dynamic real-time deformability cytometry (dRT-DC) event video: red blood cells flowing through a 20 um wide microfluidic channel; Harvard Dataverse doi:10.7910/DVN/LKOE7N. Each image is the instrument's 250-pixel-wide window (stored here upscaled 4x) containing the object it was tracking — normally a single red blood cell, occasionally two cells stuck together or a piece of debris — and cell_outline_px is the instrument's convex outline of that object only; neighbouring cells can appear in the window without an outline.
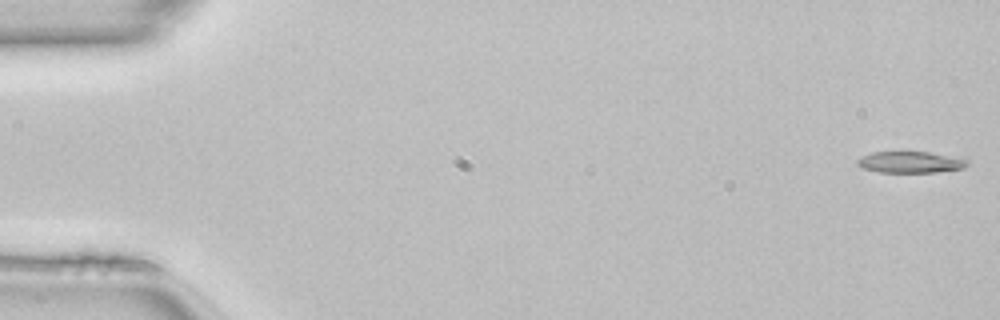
{"species": "common noctule bat (a hibernating species)", "species_latin": "Nyctalus noctula", "temperature_condition": "room temperature", "stored_images_in_passage": 13, "camera_frame_rate_fps": 3000, "um_per_image_px": 0.085, "animal": {"sex": "female", "body_mass_g": 22.7, "forearm_length_mm": 54.2}, "frame": {"image": 1, "passage_image": 1, "time_ms": 0.0, "image_size_px": [1000, 320], "cell_outline_px": [[968, 164], [964, 168], [936, 172], [880, 172], [864, 168], [856, 164], [856, 160], [860, 156], [872, 152], [900, 148], [928, 152], [968, 160]], "centroid_in_image_um": [77.28, 13.73], "position_along_channel_um": 7.7, "area_um2": 14.33}}